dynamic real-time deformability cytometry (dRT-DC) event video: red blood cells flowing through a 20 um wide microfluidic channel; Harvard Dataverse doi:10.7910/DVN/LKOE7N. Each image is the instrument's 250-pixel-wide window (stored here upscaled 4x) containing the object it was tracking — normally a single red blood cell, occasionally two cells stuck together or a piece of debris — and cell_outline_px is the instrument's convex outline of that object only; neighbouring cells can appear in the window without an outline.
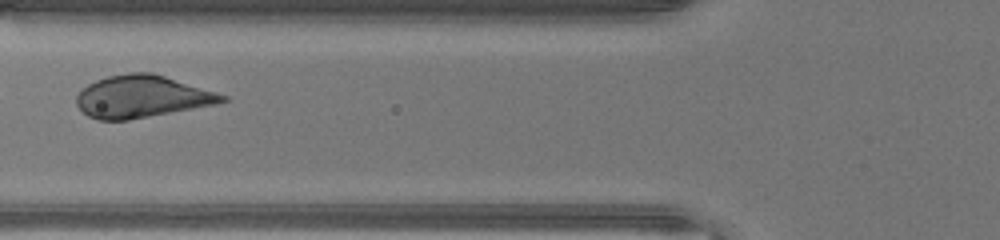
{"species": "human", "species_latin": "Homo sapiens", "temperature_condition": "warm", "stored_images_in_passage": 18, "camera_frame_rate_fps": 3000, "um_per_image_px": 0.085, "donor": {"sex": "male"}, "frame": {"image": 1, "passage_image": 10, "time_ms": 3.0, "image_size_px": [1000, 240], "cell_outline_px": [[228, 100], [216, 104], [128, 120], [100, 120], [88, 116], [76, 104], [76, 96], [88, 84], [96, 80], [108, 76], [128, 72], [152, 72], [216, 92], [228, 96]], "centroid_in_image_um": [12.05, 8.2], "position_along_channel_um": 113.7, "area_um2": 35.55}}
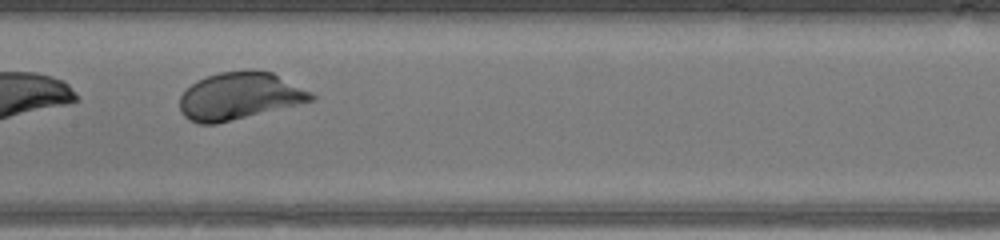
{"frame": {"image": 2, "passage_image": 15, "time_ms": 4.667, "image_size_px": [1000, 240], "cell_outline_px": [[316, 100], [216, 124], [200, 124], [188, 120], [180, 112], [180, 96], [196, 80], [220, 72], [248, 68], [252, 68], [272, 72], [312, 92], [316, 96]], "centroid_in_image_um": [20.37, 8.15], "position_along_channel_um": 187.0, "area_um2": 36.53}}